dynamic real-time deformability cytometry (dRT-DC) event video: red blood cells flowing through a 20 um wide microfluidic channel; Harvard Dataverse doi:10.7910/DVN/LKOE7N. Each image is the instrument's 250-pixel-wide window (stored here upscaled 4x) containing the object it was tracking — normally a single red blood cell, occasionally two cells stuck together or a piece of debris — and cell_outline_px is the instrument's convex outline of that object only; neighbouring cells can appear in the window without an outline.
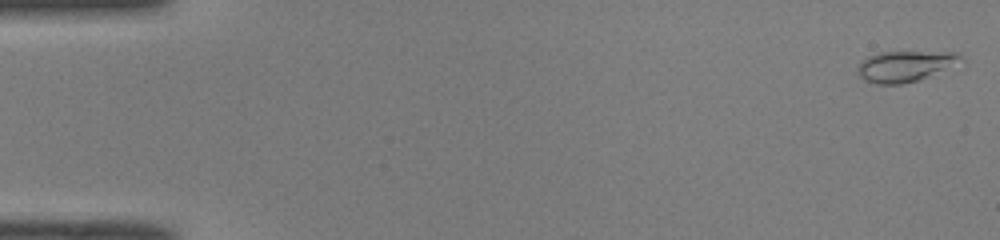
{"species": "common noctule bat (a hibernating species)", "species_latin": "Nyctalus noctula", "temperature_condition": "room temperature", "stored_images_in_passage": 50, "camera_frame_rate_fps": 3000, "um_per_image_px": 0.085, "animal": {"sex": "male", "body_mass_g": 19.0, "forearm_length_mm": 50.8}, "frame": {"image": 1, "passage_image": 1, "time_ms": 0.0, "image_size_px": [1000, 240], "cell_outline_px": [[964, 60], [920, 80], [900, 84], [876, 84], [864, 80], [860, 76], [856, 68], [860, 60], [868, 56], [880, 52], [960, 52]], "centroid_in_image_um": [76.9, 5.62], "position_along_channel_um": 8.1, "area_um2": 18.55}}
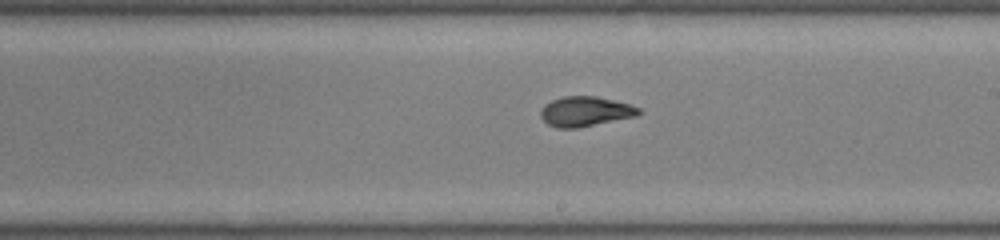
{"frame": {"image": 2, "passage_image": 29, "time_ms": 9.333, "image_size_px": [1000, 240], "cell_outline_px": [[640, 112], [636, 116], [580, 128], [556, 128], [548, 124], [540, 116], [540, 112], [544, 104], [552, 100], [564, 96], [596, 96], [628, 104], [640, 108]], "centroid_in_image_um": [49.72, 9.48], "position_along_channel_um": 239.3, "area_um2": 17.05}}
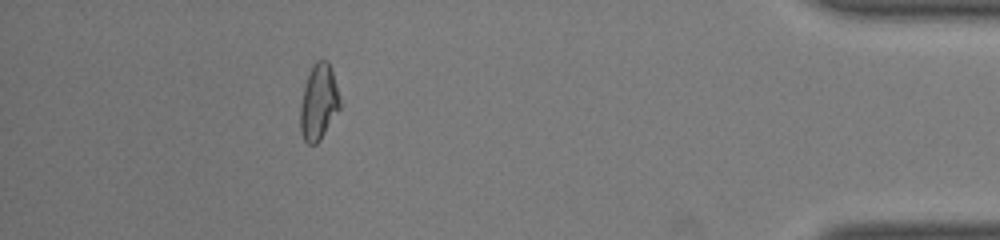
{"frame": {"image": 3, "passage_image": 45, "time_ms": 14.667, "image_size_px": [1000, 240], "cell_outline_px": [[340, 108], [320, 140], [316, 144], [308, 144], [304, 140], [300, 132], [300, 104], [304, 88], [312, 64], [316, 60], [328, 60], [332, 68], [340, 104]], "centroid_in_image_um": [27.07, 8.68], "position_along_channel_um": 408.1, "area_um2": 17.4}, "authors_computed_cell_mechanics": {"area_um2": 17.0799, "velocity_mm_per_s": 4.0951, "shape_relaxation_time_tau1_ms": 5.9712, "shape_relaxation_time_tau2_ms": 1.0348, "deformation_change_tau1": 0.2094, "deformation_change_tau2": 0.0574}}